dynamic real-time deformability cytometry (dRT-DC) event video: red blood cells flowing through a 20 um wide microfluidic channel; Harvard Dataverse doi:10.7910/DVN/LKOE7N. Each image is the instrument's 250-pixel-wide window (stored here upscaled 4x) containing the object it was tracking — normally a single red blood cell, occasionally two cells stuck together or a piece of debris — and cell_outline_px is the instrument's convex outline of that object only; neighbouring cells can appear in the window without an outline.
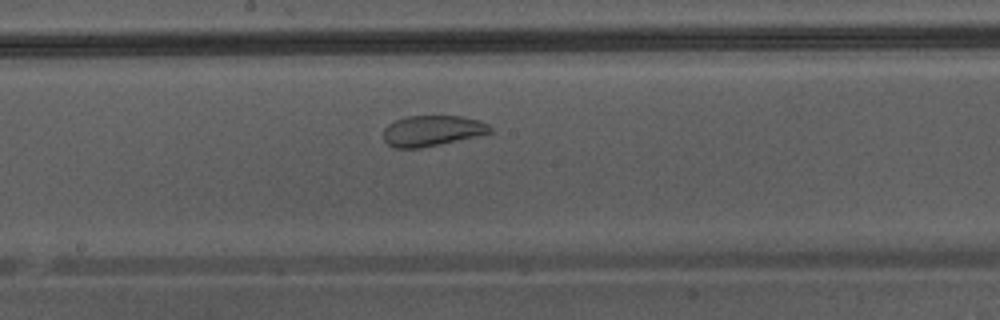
{"species": "Egyptian fruit bat (a non-hibernating species)", "species_latin": "Rousettus aegyptiacus", "temperature_condition": "warm", "stored_images_in_passage": 38, "camera_frame_rate_fps": 3000, "um_per_image_px": 0.085, "animal": {"sex": "male"}, "frame": {"image": 1, "passage_image": 17, "time_ms": 5.333, "image_size_px": [1000, 320], "cell_outline_px": [[492, 132], [476, 136], [440, 144], [420, 148], [392, 148], [384, 140], [384, 128], [388, 124], [396, 120], [408, 116], [464, 116], [480, 120], [488, 124], [492, 128]], "centroid_in_image_um": [36.73, 11.11], "position_along_channel_um": 211.5, "area_um2": 19.07}}